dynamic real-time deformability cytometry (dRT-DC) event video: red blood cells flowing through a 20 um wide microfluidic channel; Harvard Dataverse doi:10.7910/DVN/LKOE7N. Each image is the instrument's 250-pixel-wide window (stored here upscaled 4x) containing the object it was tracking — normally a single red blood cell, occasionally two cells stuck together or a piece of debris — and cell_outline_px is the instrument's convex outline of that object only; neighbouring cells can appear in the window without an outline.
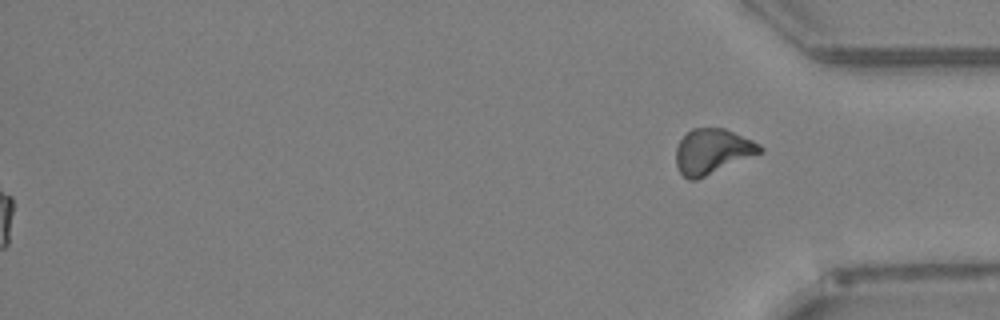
{"species": "Egyptian fruit bat (a non-hibernating species)", "species_latin": "Rousettus aegyptiacus", "temperature_condition": "warm", "stored_images_in_passage": 37, "segment_of_instrument_passage": [2, 2], "camera_frame_rate_fps": 3000, "um_per_image_px": 0.085, "animal": {"sex": "female"}, "frame": {"image": 1, "passage_image": 37, "time_ms": 12.0, "image_size_px": [1000, 320], "cell_outline_px": [[764, 152], [696, 180], [688, 180], [680, 172], [676, 164], [676, 148], [680, 140], [692, 128], [724, 128], [752, 140], [760, 144], [764, 148]], "centroid_in_image_um": [60.57, 12.87], "position_along_channel_um": 374.6, "area_um2": 22.08}}